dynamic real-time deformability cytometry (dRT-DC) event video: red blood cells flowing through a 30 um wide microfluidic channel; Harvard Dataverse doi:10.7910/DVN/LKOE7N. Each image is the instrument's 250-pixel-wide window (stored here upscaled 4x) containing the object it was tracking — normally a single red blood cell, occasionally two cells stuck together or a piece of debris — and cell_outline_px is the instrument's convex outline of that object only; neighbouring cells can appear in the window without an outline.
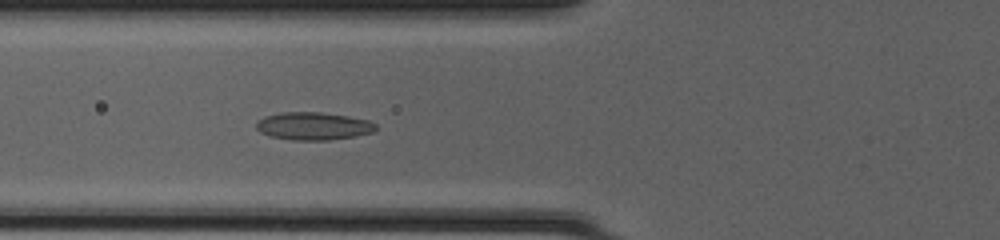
{"species": "common noctule bat (a hibernating species)", "species_latin": "Nyctalus noctula", "temperature_condition": "cold", "stored_images_in_passage": 49, "camera_frame_rate_fps": 3000, "um_per_image_px": 0.085, "animal": {"sex": "female", "body_mass_g": 20.0, "forearm_length_mm": 54.0}, "frame": {"image": 1, "passage_image": 19, "time_ms": 6.0, "image_size_px": [1000, 240], "cell_outline_px": [[380, 128], [372, 132], [356, 136], [328, 140], [292, 140], [272, 136], [260, 132], [256, 128], [256, 120], [264, 116], [280, 112], [320, 112], [348, 116], [368, 120], [376, 124]], "centroid_in_image_um": [26.64, 10.71], "position_along_channel_um": 99.2, "area_um2": 19.48}}
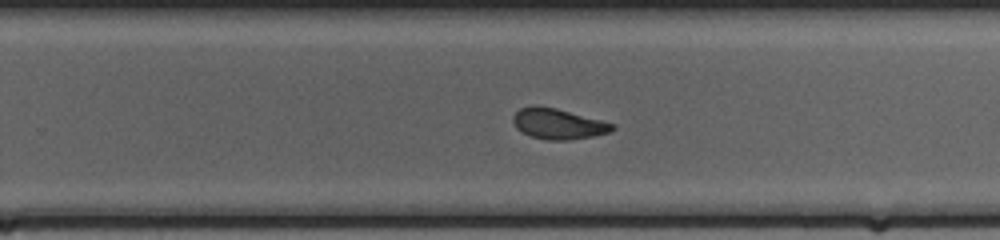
{"frame": {"image": 2, "passage_image": 32, "time_ms": 10.333, "image_size_px": [1000, 240], "cell_outline_px": [[616, 128], [608, 132], [592, 136], [568, 140], [548, 140], [532, 136], [516, 128], [512, 120], [512, 116], [520, 108], [536, 104], [556, 108], [616, 124]], "centroid_in_image_um": [47.43, 10.51], "position_along_channel_um": 282.4, "area_um2": 17.63}}
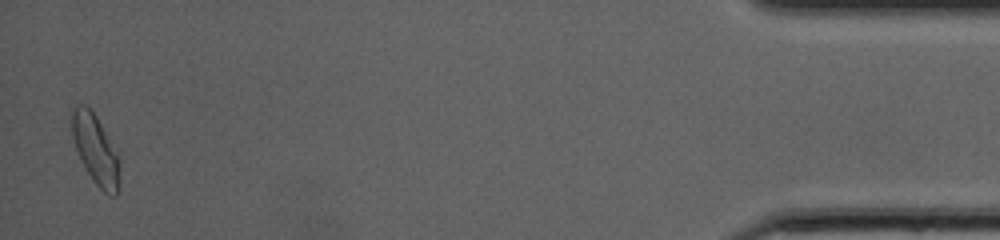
{"frame": {"image": 3, "passage_image": 48, "time_ms": 15.667, "image_size_px": [1000, 240], "cell_outline_px": [[120, 188], [116, 196], [108, 196], [96, 184], [80, 160], [72, 136], [72, 112], [80, 104], [84, 104], [96, 116], [120, 152]], "centroid_in_image_um": [8.2, 12.77], "position_along_channel_um": 427.0, "area_um2": 19.77}, "authors_computed_cell_mechanics": {"area_um2": 18.5538, "velocity_mm_per_s": 4.2348, "shape_relaxation_time_tau1_ms": 5.474, "shape_relaxation_time_tau2_ms": 1.669, "deformation_change_tau1": 0.145, "deformation_change_tau2": 0.0701}}